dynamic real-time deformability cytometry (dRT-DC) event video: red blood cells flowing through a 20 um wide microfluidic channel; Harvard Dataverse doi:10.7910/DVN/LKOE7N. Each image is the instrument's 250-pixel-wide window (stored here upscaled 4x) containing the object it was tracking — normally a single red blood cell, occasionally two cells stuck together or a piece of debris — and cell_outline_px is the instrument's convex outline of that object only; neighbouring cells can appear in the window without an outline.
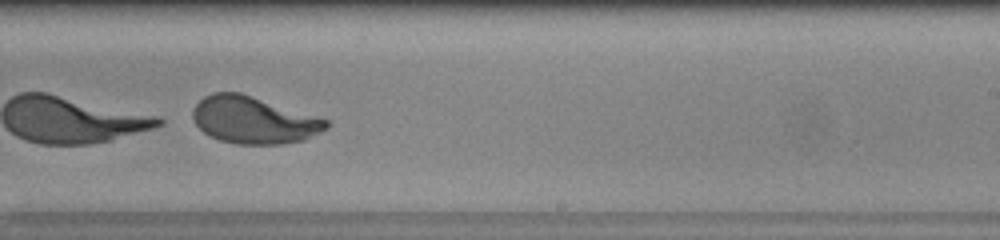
{"species": "human", "species_latin": "Homo sapiens", "temperature_condition": "warm", "stored_images_in_passage": 20, "camera_frame_rate_fps": 3000, "um_per_image_px": 0.085, "donor": {"sex": "female"}, "frame": {"image": 1, "passage_image": 17, "time_ms": 5.333, "image_size_px": [1000, 240], "cell_outline_px": [[332, 120], [328, 128], [304, 140], [280, 144], [236, 144], [220, 140], [204, 132], [196, 124], [192, 116], [192, 108], [204, 96], [212, 92], [240, 92]], "centroid_in_image_um": [21.6, 10.19], "position_along_channel_um": 267.4, "area_um2": 36.88}}